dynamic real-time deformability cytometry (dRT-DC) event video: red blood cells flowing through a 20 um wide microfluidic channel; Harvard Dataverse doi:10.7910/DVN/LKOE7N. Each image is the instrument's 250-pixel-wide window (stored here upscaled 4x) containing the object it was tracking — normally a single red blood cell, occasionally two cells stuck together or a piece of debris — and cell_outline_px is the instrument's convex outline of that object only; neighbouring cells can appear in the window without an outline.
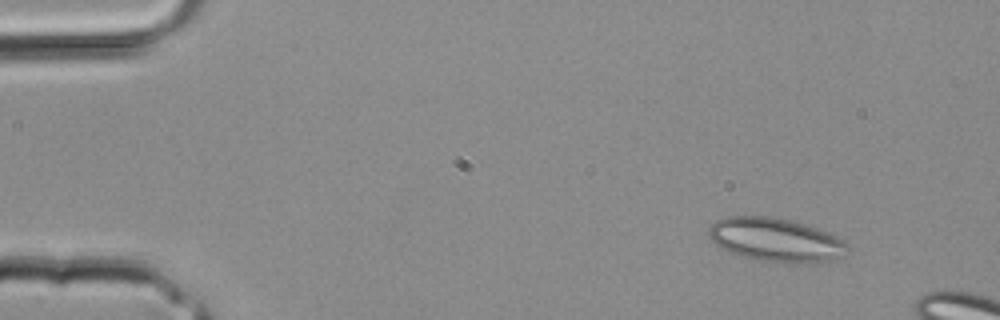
{"species": "common noctule bat (a hibernating species)", "species_latin": "Nyctalus noctula", "temperature_condition": "room temperature", "stored_images_in_passage": 2, "camera_frame_rate_fps": 3000, "um_per_image_px": 0.085, "animal": {"sex": "male", "body_mass_g": 20.4}, "frame": {"image": 1, "passage_image": 1, "time_ms": 0.0, "image_size_px": [1000, 320], "cell_outline_px": [[848, 248], [840, 256], [816, 264], [752, 260], [728, 252], [720, 248], [708, 236], [708, 228], [716, 220], [724, 216], [768, 216], [792, 220], [828, 232], [844, 240], [848, 244]], "centroid_in_image_um": [65.89, 20.39], "position_along_channel_um": 19.1, "area_um2": 35.55}}